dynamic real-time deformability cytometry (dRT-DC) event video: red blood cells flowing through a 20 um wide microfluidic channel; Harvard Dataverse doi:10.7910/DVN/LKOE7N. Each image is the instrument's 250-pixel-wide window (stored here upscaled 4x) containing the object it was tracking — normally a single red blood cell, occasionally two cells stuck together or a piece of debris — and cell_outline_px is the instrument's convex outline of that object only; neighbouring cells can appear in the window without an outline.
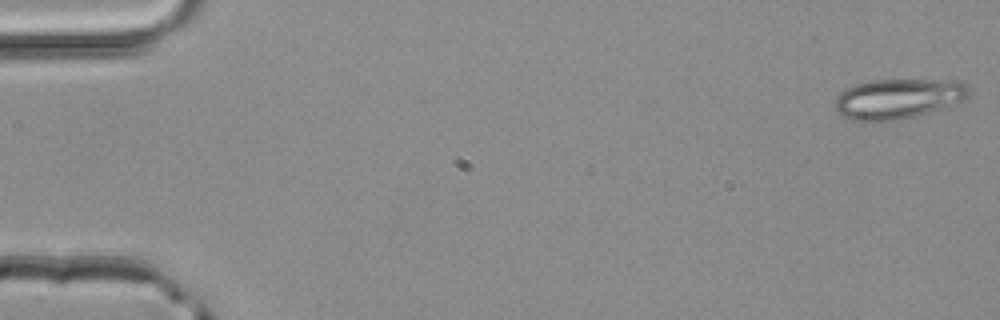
{"species": "common noctule bat (a hibernating species)", "species_latin": "Nyctalus noctula", "temperature_condition": "room temperature", "stored_images_in_passage": 3, "camera_frame_rate_fps": 3000, "um_per_image_px": 0.085, "animal": {"sex": "male", "body_mass_g": 20.4}, "frame": {"image": 1, "passage_image": 1, "time_ms": 0.0, "image_size_px": [1000, 320], "cell_outline_px": [[972, 88], [968, 96], [964, 100], [944, 108], [916, 116], [892, 120], [852, 120], [840, 116], [836, 108], [836, 96], [844, 88], [856, 84], [872, 80], [964, 80]], "centroid_in_image_um": [76.4, 8.37], "position_along_channel_um": 8.6, "area_um2": 31.5}}